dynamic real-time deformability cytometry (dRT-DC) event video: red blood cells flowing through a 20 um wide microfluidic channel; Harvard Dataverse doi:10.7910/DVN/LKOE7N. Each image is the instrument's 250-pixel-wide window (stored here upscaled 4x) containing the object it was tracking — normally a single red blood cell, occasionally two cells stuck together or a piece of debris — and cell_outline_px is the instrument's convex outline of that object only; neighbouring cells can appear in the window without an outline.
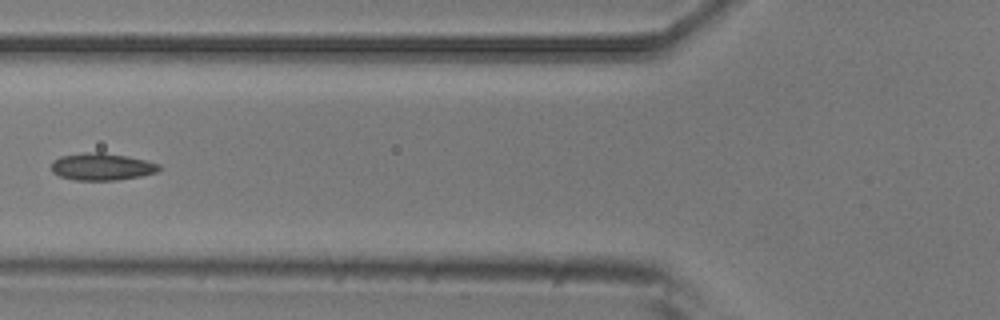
{"species": "common noctule bat (a hibernating species)", "species_latin": "Nyctalus noctula", "temperature_condition": "room temperature", "stored_images_in_passage": 6, "camera_frame_rate_fps": 3000, "um_per_image_px": 0.085, "animal": {"sex": "male", "body_mass_g": 20.5, "forearm_length_mm": 52.5}, "frame": {"image": 1, "passage_image": 5, "time_ms": 1.333, "image_size_px": [1000, 320], "cell_outline_px": [[160, 168], [156, 172], [140, 176], [116, 180], [76, 180], [60, 176], [52, 172], [52, 160], [60, 156], [84, 152], [100, 152], [128, 156], [160, 164]], "centroid_in_image_um": [8.63, 14.16], "position_along_channel_um": 117.2, "area_um2": 16.99}}
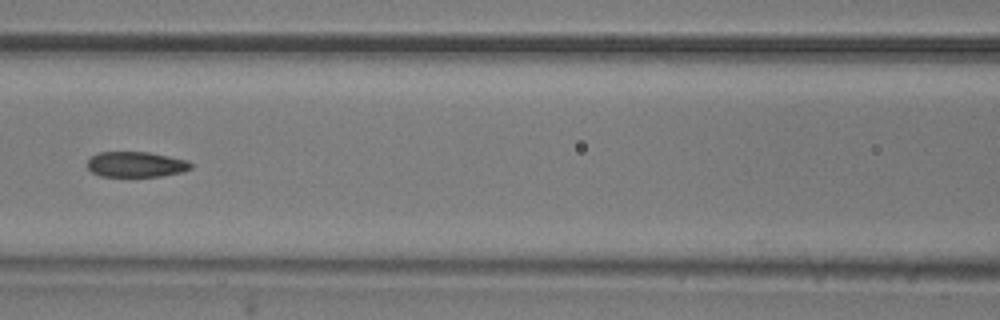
{"frame": {"image": 2, "passage_image": 6, "time_ms": 1.667, "image_size_px": [1000, 320], "cell_outline_px": [[192, 168], [180, 172], [160, 176], [100, 176], [92, 172], [88, 168], [88, 160], [92, 156], [100, 152], [148, 152], [188, 160], [192, 164]], "centroid_in_image_um": [11.56, 13.97], "position_along_channel_um": 155.0, "area_um2": 15.2}}